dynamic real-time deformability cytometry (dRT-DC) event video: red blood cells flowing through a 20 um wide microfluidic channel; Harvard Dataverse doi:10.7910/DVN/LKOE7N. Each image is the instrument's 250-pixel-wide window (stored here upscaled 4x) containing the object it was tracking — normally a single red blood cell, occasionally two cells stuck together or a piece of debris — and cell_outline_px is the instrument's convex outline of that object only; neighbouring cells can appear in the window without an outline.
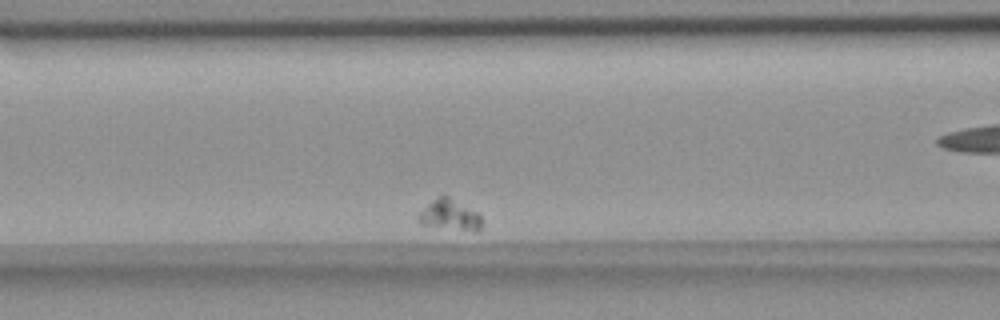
{"species": "common noctule bat (a hibernating species)", "species_latin": "Nyctalus noctula", "temperature_condition": "room temperature", "stored_images_in_passage": 7, "segment_of_instrument_passage": [2, 2], "camera_frame_rate_fps": 3000, "um_per_image_px": 0.085, "animal": {"sex": "female", "body_mass_g": 18.4}, "frame": {"image": 1, "passage_image": 4, "time_ms": 4.333, "image_size_px": [1000, 320], "cell_outline_px": [[484, 224], [476, 232], [420, 224], [416, 216], [432, 200], [440, 196], [448, 196], [476, 212], [480, 216]], "centroid_in_image_um": [38.24, 18.3], "position_along_channel_um": 128.4, "area_um2": 11.16}}
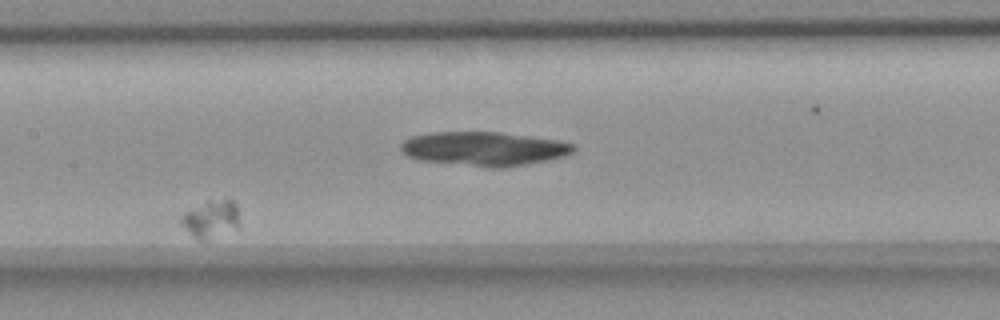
{"frame": {"image": 2, "passage_image": 6, "time_ms": 6.667, "image_size_px": [1000, 320], "cell_outline_px": [[240, 224], [236, 228], [208, 240], [196, 240], [188, 232], [180, 220], [180, 216], [184, 212], [208, 200], [232, 200], [236, 204]], "centroid_in_image_um": [17.93, 18.63], "position_along_channel_um": 189.5, "area_um2": 12.77}}